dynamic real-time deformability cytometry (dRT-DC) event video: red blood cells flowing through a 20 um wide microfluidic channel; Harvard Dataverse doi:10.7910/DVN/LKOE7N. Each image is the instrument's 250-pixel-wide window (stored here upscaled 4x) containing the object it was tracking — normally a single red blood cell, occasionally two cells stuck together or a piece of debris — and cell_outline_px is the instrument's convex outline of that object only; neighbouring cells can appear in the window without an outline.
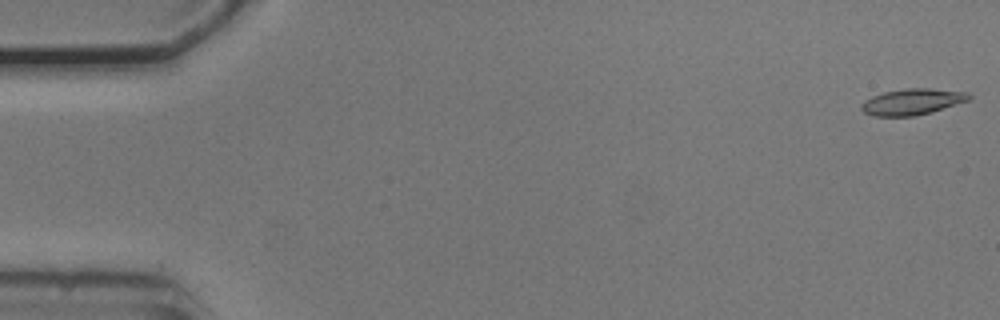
{"species": "common noctule bat (a hibernating species)", "species_latin": "Nyctalus noctula", "temperature_condition": "cold", "stored_images_in_passage": 54, "camera_frame_rate_fps": 3000, "um_per_image_px": 0.085, "animal": {"sex": "male", "body_mass_g": 20.5, "forearm_length_mm": 52.5}, "frame": {"image": 1, "passage_image": 1, "time_ms": 0.0, "image_size_px": [1000, 320], "cell_outline_px": [[972, 96], [968, 100], [932, 112], [916, 116], [876, 116], [864, 112], [860, 108], [860, 104], [864, 100], [872, 96], [884, 92], [904, 88], [928, 88], [968, 92]], "centroid_in_image_um": [77.52, 8.64], "position_along_channel_um": 7.5, "area_um2": 16.42}}
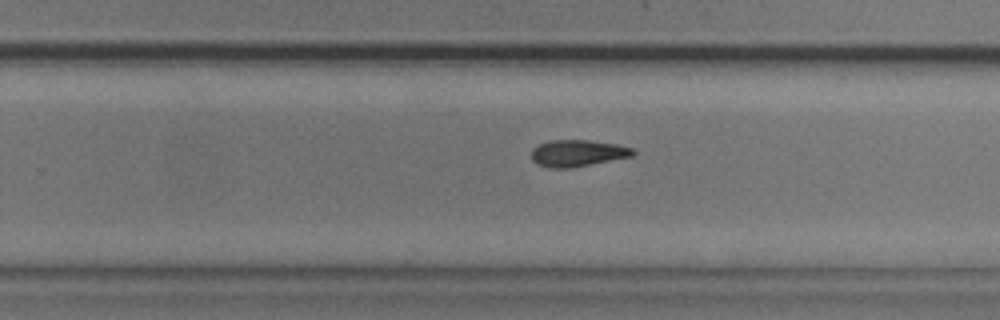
{"frame": {"image": 2, "passage_image": 34, "time_ms": 11.0, "image_size_px": [1000, 320], "cell_outline_px": [[636, 152], [632, 156], [568, 168], [548, 168], [536, 164], [532, 160], [532, 148], [548, 140], [588, 140], [616, 144], [632, 148]], "centroid_in_image_um": [49.05, 13.01], "position_along_channel_um": 280.7, "area_um2": 15.66}}
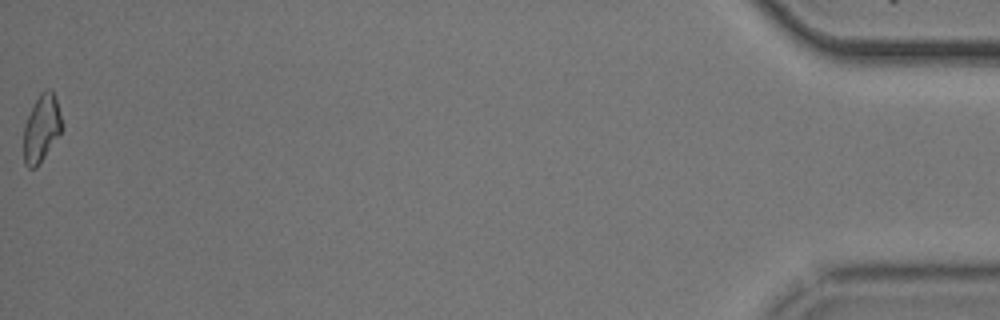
{"frame": {"image": 3, "passage_image": 54, "time_ms": 17.667, "image_size_px": [1000, 320], "cell_outline_px": [[64, 128], [36, 168], [28, 168], [24, 164], [24, 124], [40, 92], [44, 88], [48, 88], [52, 92], [56, 100], [64, 124]], "centroid_in_image_um": [3.54, 10.91], "position_along_channel_um": 431.7, "area_um2": 14.97}, "authors_computed_cell_mechanics": {"area_um2": 15.8372, "velocity_mm_per_s": 3.7507, "shape_relaxation_time_tau1_ms": 3.1985, "shape_relaxation_time_tau2_ms": 11.3617, "deformation_change_tau1": 0.1429, "deformation_change_tau2": 0.232}}